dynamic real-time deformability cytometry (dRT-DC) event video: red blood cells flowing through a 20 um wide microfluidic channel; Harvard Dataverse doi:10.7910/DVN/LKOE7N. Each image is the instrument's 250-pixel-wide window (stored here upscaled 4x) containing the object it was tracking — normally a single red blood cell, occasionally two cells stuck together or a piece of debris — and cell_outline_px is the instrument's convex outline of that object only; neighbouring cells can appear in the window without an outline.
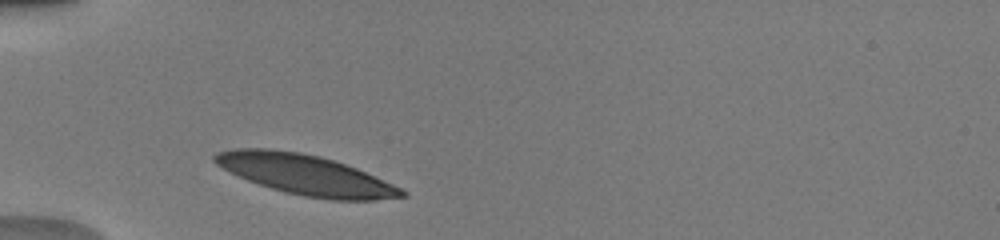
{"species": "human", "species_latin": "Homo sapiens", "temperature_condition": "warm", "stored_images_in_passage": 27, "camera_frame_rate_fps": 3000, "um_per_image_px": 0.085, "donor": {"sex": "male"}, "frame": {"image": 1, "passage_image": 1, "time_ms": 0.0, "image_size_px": [1000, 240], "cell_outline_px": [[408, 196], [376, 200], [332, 200], [304, 196], [284, 192], [248, 180], [216, 164], [212, 160], [212, 156], [216, 152], [236, 148], [268, 148], [300, 152], [320, 156], [356, 168], [392, 184], [408, 192]], "centroid_in_image_um": [25.97, 14.85], "position_along_channel_um": 59.0, "area_um2": 43.35}}
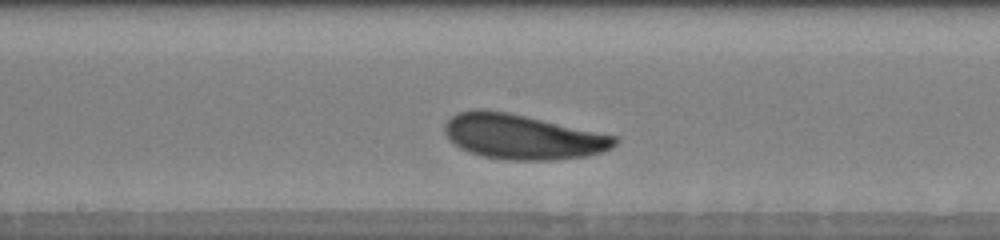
{"frame": {"image": 2, "passage_image": 13, "time_ms": 4.0, "image_size_px": [1000, 240], "cell_outline_px": [[620, 140], [612, 148], [600, 152], [584, 156], [556, 160], [508, 160], [484, 156], [460, 148], [444, 132], [444, 124], [452, 116], [460, 112], [508, 112], [620, 136]], "centroid_in_image_um": [44.52, 11.65], "position_along_channel_um": 203.7, "area_um2": 43.81}}
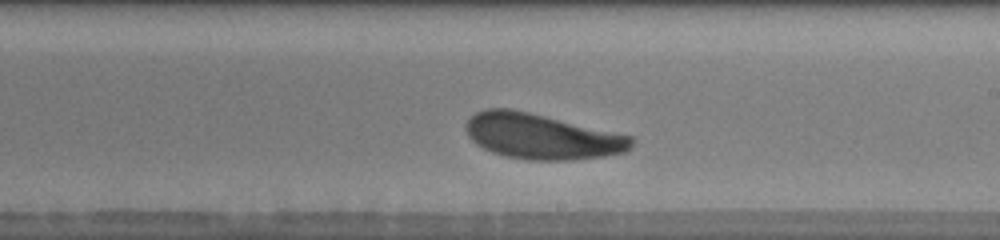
{"frame": {"image": 3, "passage_image": 16, "time_ms": 5.0, "image_size_px": [1000, 240], "cell_outline_px": [[636, 140], [632, 148], [624, 152], [604, 156], [572, 160], [528, 160], [504, 156], [492, 152], [476, 144], [468, 136], [464, 128], [464, 124], [476, 112], [488, 108], [508, 108], [528, 112], [632, 136]], "centroid_in_image_um": [46.04, 11.6], "position_along_channel_um": 243.0, "area_um2": 43.81}, "authors_computed_cell_mechanics": {"area_um2": 43.639, "velocity_mm_per_s": 3.9226, "shape_relaxation_time_tau1_ms": 2.0337, "shape_relaxation_time_tau2_ms": 8.3804, "deformation_change_tau1": 0.1124, "deformation_change_tau2": 0.2025}}